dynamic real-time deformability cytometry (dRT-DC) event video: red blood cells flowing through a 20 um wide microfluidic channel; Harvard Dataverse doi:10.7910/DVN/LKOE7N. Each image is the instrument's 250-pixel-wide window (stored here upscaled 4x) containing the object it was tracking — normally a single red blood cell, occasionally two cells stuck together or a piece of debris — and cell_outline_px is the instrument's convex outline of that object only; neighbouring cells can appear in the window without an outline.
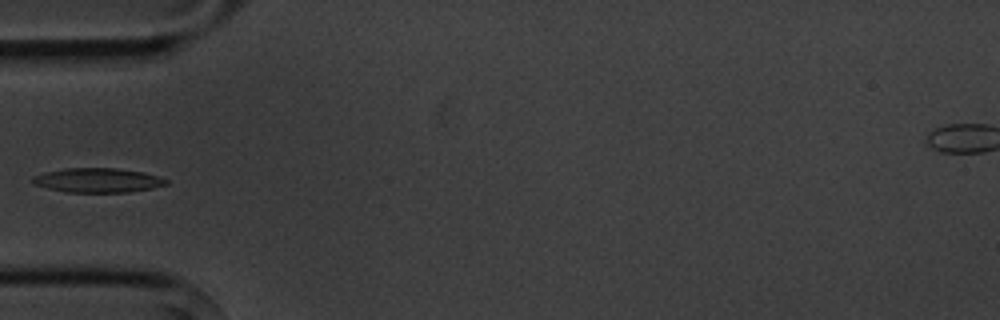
{"species": "common noctule bat (a hibernating species)", "species_latin": "Nyctalus noctula", "temperature_condition": "cold", "stored_images_in_passage": 7, "camera_frame_rate_fps": 3000, "um_per_image_px": 0.085, "animal": {"sex": "male", "body_mass_g": 20.1, "forearm_length_mm": 53.5}, "frame": {"image": 1, "passage_image": 6, "time_ms": 6.0, "image_size_px": [1000, 320], "cell_outline_px": [[168, 184], [152, 188], [128, 192], [64, 192], [32, 184], [32, 176], [44, 172], [64, 168], [116, 168], [144, 172], [168, 180]], "centroid_in_image_um": [8.27, 15.32], "position_along_channel_um": 76.7, "area_um2": 19.02}}
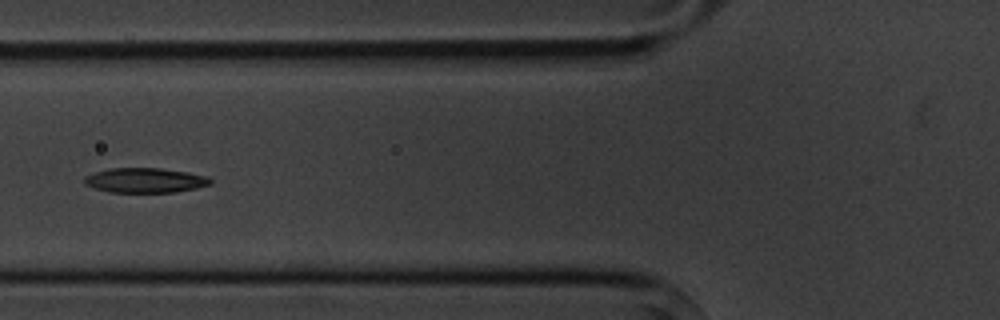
{"frame": {"image": 2, "passage_image": 7, "time_ms": 7.0, "image_size_px": [1000, 320], "cell_outline_px": [[212, 184], [196, 188], [176, 192], [108, 192], [84, 184], [84, 176], [92, 172], [108, 168], [160, 168], [188, 172], [208, 176], [212, 180]], "centroid_in_image_um": [12.33, 15.32], "position_along_channel_um": 113.5, "area_um2": 18.38}}